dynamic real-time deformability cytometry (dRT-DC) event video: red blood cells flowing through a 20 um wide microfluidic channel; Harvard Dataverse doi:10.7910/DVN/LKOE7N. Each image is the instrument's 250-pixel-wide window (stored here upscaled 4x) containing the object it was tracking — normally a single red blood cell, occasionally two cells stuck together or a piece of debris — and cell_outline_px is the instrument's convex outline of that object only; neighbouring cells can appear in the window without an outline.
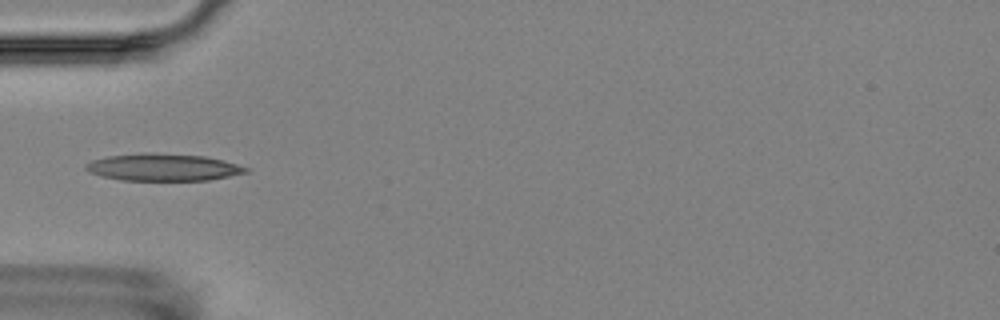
{"species": "Egyptian fruit bat (a non-hibernating species)", "species_latin": "Rousettus aegyptiacus", "temperature_condition": "room temperature", "stored_images_in_passage": 5, "camera_frame_rate_fps": 3000, "um_per_image_px": 0.085, "animal": {"sex": "female"}, "frame": {"image": 1, "passage_image": 5, "time_ms": 4.333, "image_size_px": [1000, 320], "cell_outline_px": [[248, 172], [208, 180], [120, 180], [88, 172], [84, 168], [84, 164], [92, 160], [108, 156], [144, 152], [148, 152], [204, 156], [224, 160], [248, 168]], "centroid_in_image_um": [13.82, 14.21], "position_along_channel_um": 71.2, "area_um2": 25.26}}